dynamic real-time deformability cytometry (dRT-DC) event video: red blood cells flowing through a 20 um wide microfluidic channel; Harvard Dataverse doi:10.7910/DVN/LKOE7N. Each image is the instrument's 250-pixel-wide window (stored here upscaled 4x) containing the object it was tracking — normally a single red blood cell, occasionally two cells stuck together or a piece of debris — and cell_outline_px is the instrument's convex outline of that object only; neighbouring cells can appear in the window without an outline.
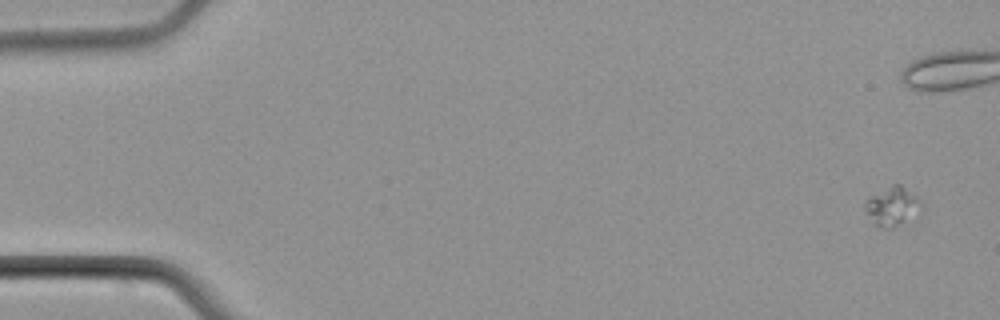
{"species": "common noctule bat (a hibernating species)", "species_latin": "Nyctalus noctula", "temperature_condition": "cold", "stored_images_in_passage": 8, "segment_of_instrument_passage": [1, 2], "camera_frame_rate_fps": 3000, "um_per_image_px": 0.085, "animal": {"sex": "male", "body_mass_g": 21.5, "forearm_length_mm": 52.0}, "frame": {"image": 1, "passage_image": 1, "time_ms": 0.0, "image_size_px": [1000, 320], "cell_outline_px": [[924, 212], [892, 228], [880, 228], [872, 224], [864, 208], [864, 204], [872, 196], [892, 184], [900, 184], [916, 196], [920, 200], [924, 208]], "centroid_in_image_um": [75.89, 17.58], "position_along_channel_um": 9.1, "area_um2": 12.95}}